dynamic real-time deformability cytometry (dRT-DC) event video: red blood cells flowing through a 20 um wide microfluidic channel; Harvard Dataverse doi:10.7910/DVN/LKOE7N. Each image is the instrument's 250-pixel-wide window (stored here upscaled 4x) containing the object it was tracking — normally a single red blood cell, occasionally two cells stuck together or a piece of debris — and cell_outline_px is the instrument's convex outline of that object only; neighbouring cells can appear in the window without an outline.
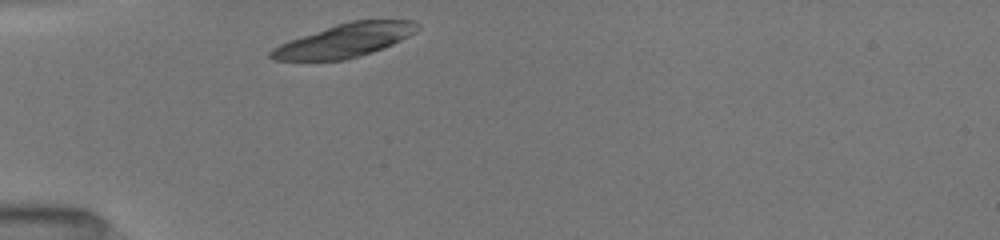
{"species": "common noctule bat (a hibernating species)", "species_latin": "Nyctalus noctula", "temperature_condition": "room temperature", "stored_images_in_passage": 32, "camera_frame_rate_fps": 3000, "um_per_image_px": 0.085, "animal": {"sex": "female", "body_mass_g": 19.5, "forearm_length_mm": 54.1}, "frame": {"image": 1, "passage_image": 1, "time_ms": 0.0, "image_size_px": [1000, 240], "cell_outline_px": [[420, 28], [416, 32], [392, 44], [372, 52], [360, 56], [344, 60], [272, 60], [268, 56], [268, 52], [272, 48], [288, 40], [336, 24], [352, 20], [412, 20]], "centroid_in_image_um": [29.26, 3.44], "position_along_channel_um": 55.7, "area_um2": 28.44}}